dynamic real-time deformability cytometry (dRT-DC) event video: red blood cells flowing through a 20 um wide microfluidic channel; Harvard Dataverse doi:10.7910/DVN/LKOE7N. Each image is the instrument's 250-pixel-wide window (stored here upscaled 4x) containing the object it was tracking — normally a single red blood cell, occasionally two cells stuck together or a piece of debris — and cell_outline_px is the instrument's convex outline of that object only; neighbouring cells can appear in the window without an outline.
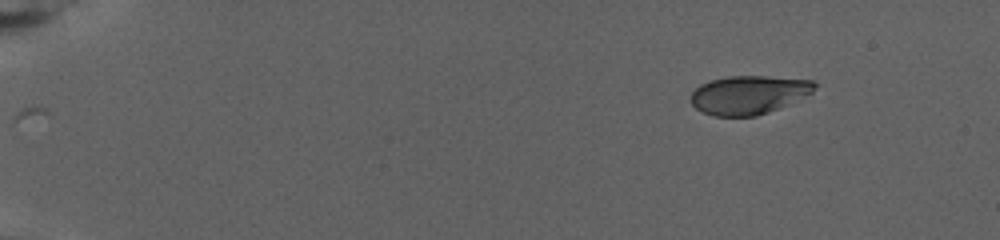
{"species": "human", "species_latin": "Homo sapiens", "temperature_condition": "warm", "stored_images_in_passage": 71, "camera_frame_rate_fps": 3000, "um_per_image_px": 0.085, "donor": {"sex": "female"}, "frame": {"image": 1, "passage_image": 1, "time_ms": 0.0, "image_size_px": [1000, 240], "cell_outline_px": [[816, 88], [812, 92], [788, 104], [768, 112], [756, 116], [716, 116], [704, 112], [696, 108], [688, 100], [692, 92], [700, 84], [708, 80], [728, 76], [764, 76], [812, 80], [816, 84]], "centroid_in_image_um": [63.6, 8.05], "position_along_channel_um": 21.4, "area_um2": 27.8}}
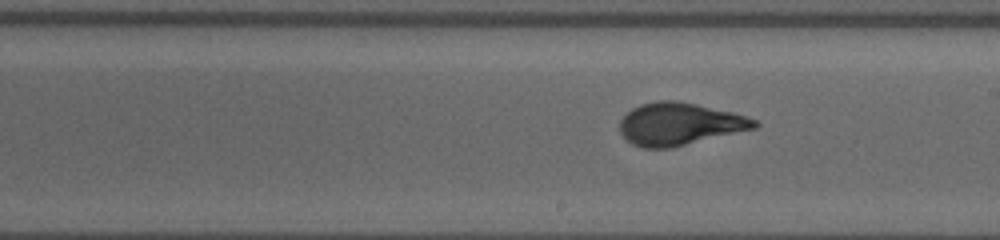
{"frame": {"image": 2, "passage_image": 40, "time_ms": 13.0, "image_size_px": [1000, 240], "cell_outline_px": [[760, 124], [756, 128], [672, 148], [644, 148], [632, 144], [620, 132], [620, 120], [632, 108], [640, 104], [660, 100], [676, 100], [696, 104], [732, 112], [756, 120]], "centroid_in_image_um": [57.75, 10.54], "position_along_channel_um": 231.2, "area_um2": 33.18}}
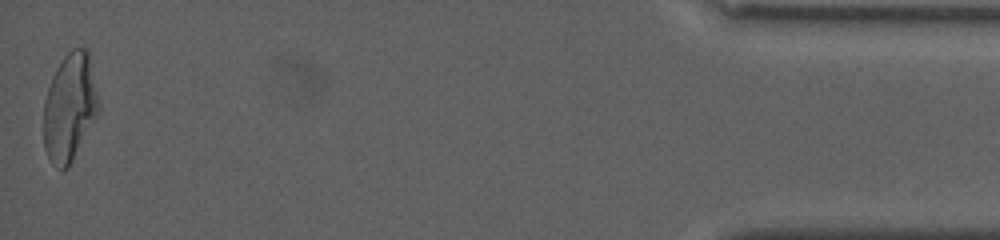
{"frame": {"image": 3, "passage_image": 71, "time_ms": 23.333, "image_size_px": [1000, 240], "cell_outline_px": [[100, 108], [96, 116], [68, 168], [60, 168], [52, 164], [44, 148], [44, 100], [52, 76], [56, 68], [64, 56], [72, 48], [88, 48]], "centroid_in_image_um": [5.92, 9.09], "position_along_channel_um": 429.3, "area_um2": 34.22}, "authors_computed_cell_mechanics": {"area_um2": 32.4258, "velocity_mm_per_s": 2.6704, "shape_relaxation_time_tau1_ms": 5.6262, "shape_relaxation_time_tau2_ms": null, "deformation_change_tau1": 0.2231, "deformation_change_tau2": null}}